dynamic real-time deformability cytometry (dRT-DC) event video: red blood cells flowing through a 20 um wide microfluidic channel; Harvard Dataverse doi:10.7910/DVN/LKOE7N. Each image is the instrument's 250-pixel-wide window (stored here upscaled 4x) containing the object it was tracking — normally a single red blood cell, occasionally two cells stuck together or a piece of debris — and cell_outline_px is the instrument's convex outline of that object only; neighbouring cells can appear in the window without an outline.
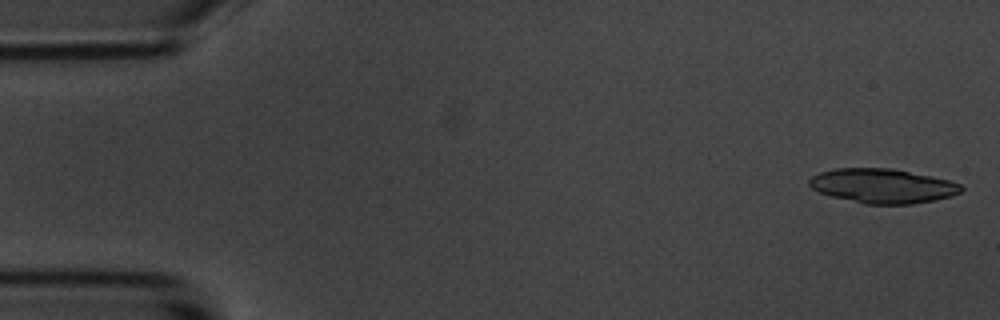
{"species": "common noctule bat (a hibernating species)", "species_latin": "Nyctalus noctula", "temperature_condition": "room temperature", "stored_images_in_passage": 34, "camera_frame_rate_fps": 3000, "um_per_image_px": 0.085, "animal": {"sex": "male", "body_mass_g": 20.1, "forearm_length_mm": 53.5}, "frame": {"image": 1, "passage_image": 1, "time_ms": 0.0, "image_size_px": [1000, 320], "cell_outline_px": [[964, 188], [960, 192], [952, 196], [936, 200], [912, 204], [864, 204], [832, 196], [820, 192], [812, 188], [808, 184], [808, 180], [812, 176], [820, 172], [836, 168], [892, 168], [948, 180], [960, 184]], "centroid_in_image_um": [75.02, 15.8], "position_along_channel_um": 10.0, "area_um2": 30.4}}
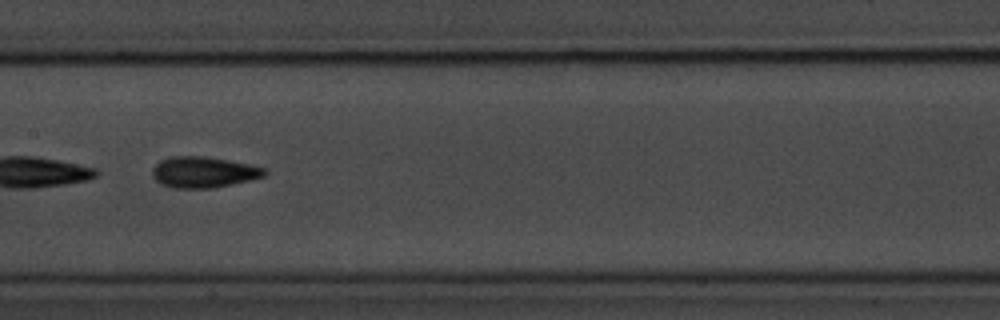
{"frame": {"image": 2, "passage_image": 27, "time_ms": 8.667, "image_size_px": [1000, 320], "cell_outline_px": [[268, 172], [264, 176], [248, 180], [212, 188], [172, 188], [160, 184], [152, 176], [152, 168], [160, 160], [168, 156], [204, 156], [228, 160], [268, 168]], "centroid_in_image_um": [17.27, 14.62], "position_along_channel_um": 190.1, "area_um2": 20.35}}